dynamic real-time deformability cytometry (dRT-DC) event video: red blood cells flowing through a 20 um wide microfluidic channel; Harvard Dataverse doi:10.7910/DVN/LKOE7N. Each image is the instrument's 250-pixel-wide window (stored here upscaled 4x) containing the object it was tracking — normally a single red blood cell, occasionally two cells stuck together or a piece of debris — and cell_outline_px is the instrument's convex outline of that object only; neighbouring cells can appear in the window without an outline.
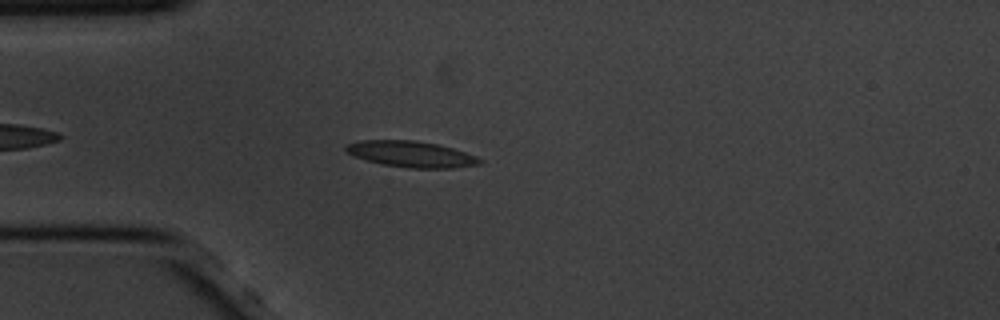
{"species": "common noctule bat (a hibernating species)", "species_latin": "Nyctalus noctula", "temperature_condition": "cold", "stored_images_in_passage": 33, "camera_frame_rate_fps": 3000, "um_per_image_px": 0.085, "animal": {"sex": "male", "body_mass_g": 20.1, "forearm_length_mm": 53.5}, "frame": {"image": 1, "passage_image": 7, "time_ms": 2.0, "image_size_px": [1000, 320], "cell_outline_px": [[484, 160], [480, 164], [452, 168], [408, 168], [384, 164], [368, 160], [356, 156], [348, 152], [344, 148], [344, 144], [360, 140], [416, 140], [436, 144], [452, 148], [476, 156]], "centroid_in_image_um": [34.96, 13.09], "position_along_channel_um": 50.0, "area_um2": 20.17}}
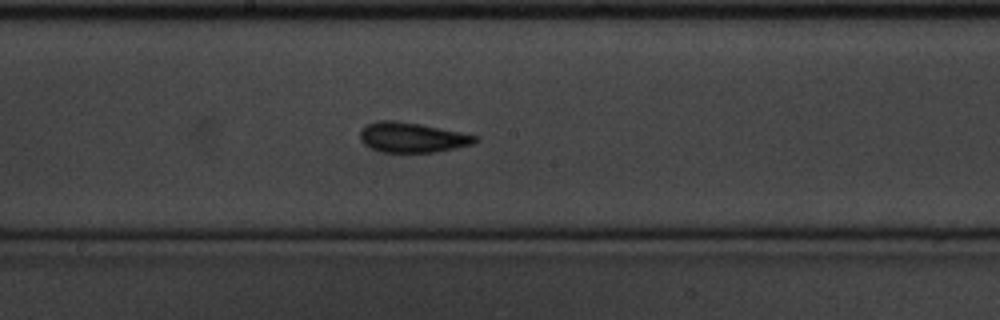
{"frame": {"image": 2, "passage_image": 22, "time_ms": 7.0, "image_size_px": [1000, 320], "cell_outline_px": [[480, 140], [472, 144], [436, 152], [380, 152], [364, 144], [360, 140], [360, 132], [368, 124], [380, 120], [392, 120], [420, 124], [476, 136]], "centroid_in_image_um": [35.0, 11.69], "position_along_channel_um": 213.2, "area_um2": 19.77}}
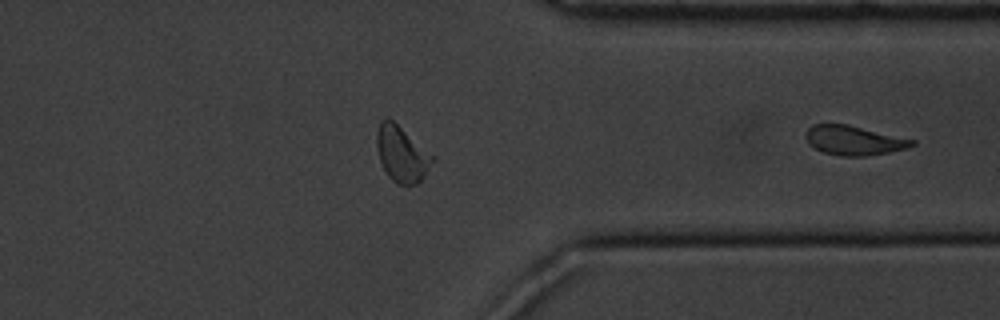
{"frame": {"image": 3, "passage_image": 33, "time_ms": 10.667, "image_size_px": [1000, 320], "cell_outline_px": [[916, 144], [908, 148], [868, 156], [840, 156], [824, 152], [808, 144], [804, 136], [804, 132], [812, 124], [848, 124], [916, 140]], "centroid_in_image_um": [72.57, 11.93], "position_along_channel_um": 338.8, "area_um2": 18.38}}